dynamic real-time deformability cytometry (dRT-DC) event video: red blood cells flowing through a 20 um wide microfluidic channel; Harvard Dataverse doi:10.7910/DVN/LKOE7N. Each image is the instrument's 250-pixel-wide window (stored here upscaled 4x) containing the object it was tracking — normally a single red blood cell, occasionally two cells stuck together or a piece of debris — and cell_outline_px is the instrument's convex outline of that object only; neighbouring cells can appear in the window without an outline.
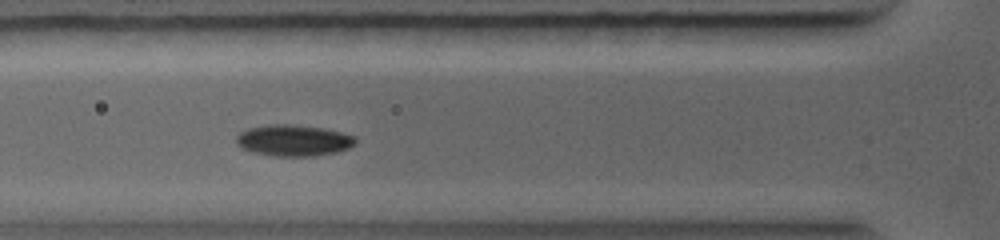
{"species": "common noctule bat (a hibernating species)", "species_latin": "Nyctalus noctula", "temperature_condition": "warm", "stored_images_in_passage": 7, "camera_frame_rate_fps": 5000, "um_per_image_px": 0.085, "animal": {"sex": "female", "body_mass_g": 19.0, "forearm_length_mm": 56.7}, "frame": {"image": 1, "passage_image": 5, "time_ms": 2.6, "image_size_px": [1000, 240], "cell_outline_px": [[356, 140], [348, 148], [336, 152], [312, 156], [272, 156], [252, 152], [240, 148], [236, 144], [236, 136], [240, 132], [248, 128], [268, 124], [288, 124], [320, 128], [340, 132], [356, 136]], "centroid_in_image_um": [24.88, 11.94], "position_along_channel_um": 100.9, "area_um2": 21.68}}
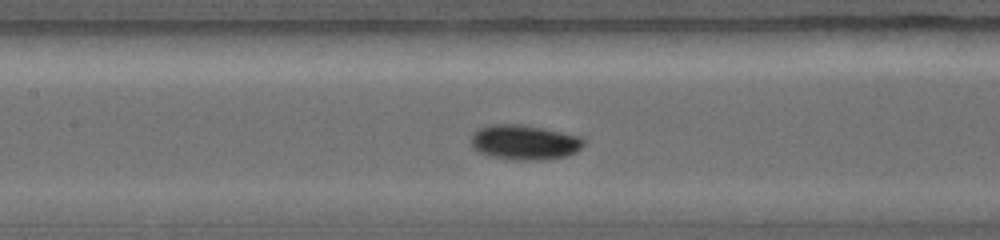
{"frame": {"image": 2, "passage_image": 7, "time_ms": 3.8, "image_size_px": [1000, 240], "cell_outline_px": [[584, 144], [576, 152], [568, 156], [552, 160], [512, 160], [492, 156], [480, 152], [472, 144], [472, 132], [488, 124], [520, 124], [580, 136], [584, 140]], "centroid_in_image_um": [44.6, 12.11], "position_along_channel_um": 162.8, "area_um2": 22.89}}